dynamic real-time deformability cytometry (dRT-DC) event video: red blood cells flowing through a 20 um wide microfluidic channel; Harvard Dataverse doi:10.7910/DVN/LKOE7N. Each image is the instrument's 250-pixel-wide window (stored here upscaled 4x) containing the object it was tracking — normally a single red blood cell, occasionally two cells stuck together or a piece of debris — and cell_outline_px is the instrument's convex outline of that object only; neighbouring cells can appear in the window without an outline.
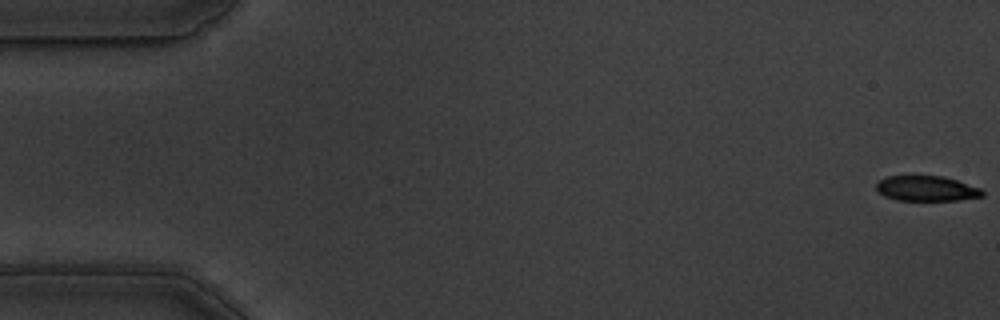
{"species": "common noctule bat (a hibernating species)", "species_latin": "Nyctalus noctula", "temperature_condition": "warm", "stored_images_in_passage": 57, "camera_frame_rate_fps": 3000, "um_per_image_px": 0.085, "animal": {"sex": "male", "body_mass_g": 19.5, "forearm_length_mm": 54.6}, "frame": {"image": 1, "passage_image": 1, "time_ms": 0.0, "image_size_px": [1000, 320], "cell_outline_px": [[984, 196], [960, 200], [896, 200], [884, 196], [876, 192], [876, 184], [880, 180], [888, 176], [912, 172], [944, 176], [980, 188], [984, 192]], "centroid_in_image_um": [78.69, 15.97], "position_along_channel_um": 6.3, "area_um2": 16.42}}
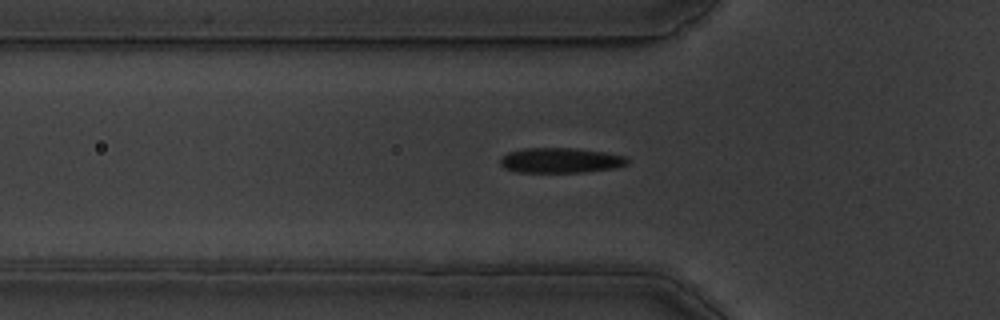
{"frame": {"image": 2, "passage_image": 19, "time_ms": 6.0, "image_size_px": [1000, 320], "cell_outline_px": [[628, 164], [616, 168], [584, 172], [516, 172], [504, 168], [500, 164], [500, 156], [508, 152], [524, 148], [572, 148], [604, 152], [624, 156], [628, 160]], "centroid_in_image_um": [47.61, 13.63], "position_along_channel_um": 78.2, "area_um2": 18.67}}
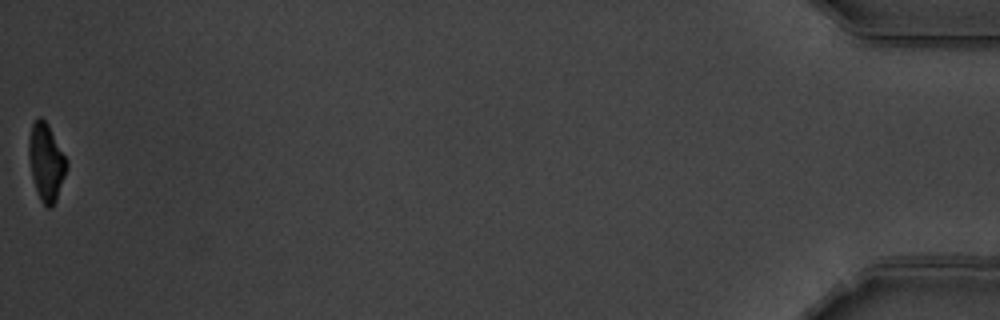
{"frame": {"image": 3, "passage_image": 57, "time_ms": 18.667, "image_size_px": [1000, 320], "cell_outline_px": [[68, 168], [56, 200], [48, 208], [40, 200], [32, 176], [28, 156], [28, 136], [32, 124], [40, 116], [48, 124], [68, 160]], "centroid_in_image_um": [3.93, 13.74], "position_along_channel_um": 431.3, "area_um2": 17.05}, "authors_computed_cell_mechanics": {"area_um2": 18.4382, "velocity_mm_per_s": 3.5758, "shape_relaxation_time_tau1_ms": 3.3389, "shape_relaxation_time_tau2_ms": 1.6384, "deformation_change_tau1": 0.142, "deformation_change_tau2": 0.0693}}